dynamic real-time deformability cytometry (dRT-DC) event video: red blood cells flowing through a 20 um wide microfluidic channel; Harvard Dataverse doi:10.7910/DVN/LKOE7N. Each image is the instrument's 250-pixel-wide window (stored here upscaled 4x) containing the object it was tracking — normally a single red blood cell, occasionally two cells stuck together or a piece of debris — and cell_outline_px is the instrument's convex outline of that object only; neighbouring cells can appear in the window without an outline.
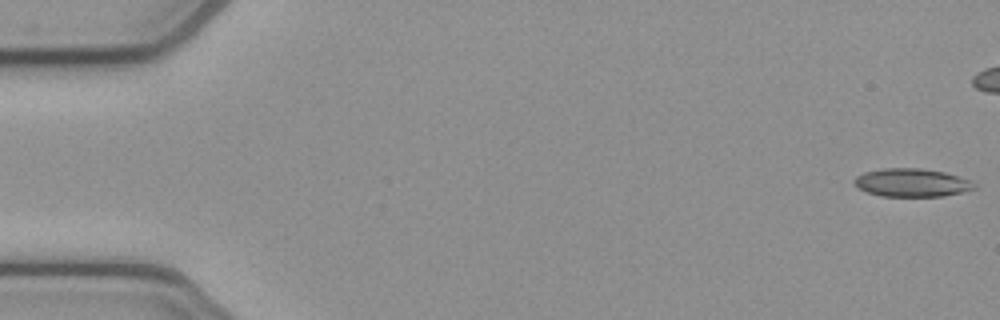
{"species": "common noctule bat (a hibernating species)", "species_latin": "Nyctalus noctula", "temperature_condition": "cold", "stored_images_in_passage": 43, "camera_frame_rate_fps": 3000, "um_per_image_px": 0.085, "animal": {"sex": "female", "body_mass_g": 21.9}, "frame": {"image": 1, "passage_image": 1, "time_ms": 0.0, "image_size_px": [1000, 320], "cell_outline_px": [[976, 188], [944, 196], [880, 196], [868, 192], [860, 188], [852, 180], [856, 176], [864, 172], [880, 168], [920, 168], [944, 172], [972, 180], [976, 184]], "centroid_in_image_um": [77.51, 15.51], "position_along_channel_um": 7.5, "area_um2": 19.71}}
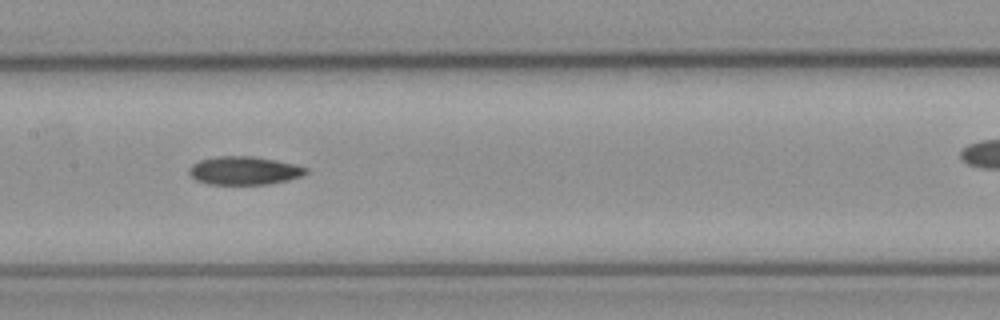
{"frame": {"image": 2, "passage_image": 26, "time_ms": 8.333, "image_size_px": [1000, 320], "cell_outline_px": [[308, 172], [304, 176], [288, 180], [268, 184], [208, 184], [196, 180], [188, 172], [188, 168], [192, 164], [200, 160], [216, 156], [252, 156], [276, 160], [296, 164], [308, 168]], "centroid_in_image_um": [20.78, 14.5], "position_along_channel_um": 186.6, "area_um2": 19.42}}
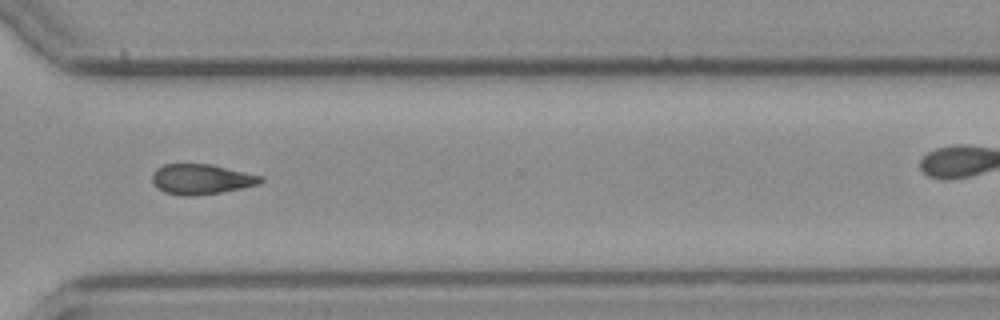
{"frame": {"image": 3, "passage_image": 39, "time_ms": 12.667, "image_size_px": [1000, 320], "cell_outline_px": [[264, 180], [260, 184], [220, 192], [196, 196], [180, 196], [164, 192], [156, 188], [152, 180], [152, 172], [156, 168], [164, 164], [212, 164], [264, 176]], "centroid_in_image_um": [17.1, 15.23], "position_along_channel_um": 353.5, "area_um2": 19.36}}